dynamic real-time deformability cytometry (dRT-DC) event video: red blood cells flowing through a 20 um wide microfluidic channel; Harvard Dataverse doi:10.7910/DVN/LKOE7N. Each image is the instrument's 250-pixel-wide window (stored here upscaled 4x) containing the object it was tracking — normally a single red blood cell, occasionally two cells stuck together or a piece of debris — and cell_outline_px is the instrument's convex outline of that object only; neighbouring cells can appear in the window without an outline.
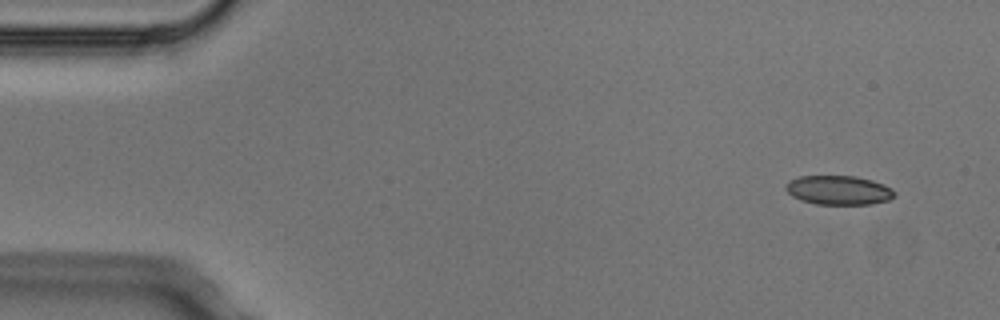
{"species": "Egyptian fruit bat (a non-hibernating species)", "species_latin": "Rousettus aegyptiacus", "temperature_condition": "cold", "stored_images_in_passage": 5, "camera_frame_rate_fps": 3000, "um_per_image_px": 0.085, "animal": {"sex": "male"}, "frame": {"image": 1, "passage_image": 1, "time_ms": 0.0, "image_size_px": [1000, 320], "cell_outline_px": [[896, 196], [888, 200], [872, 204], [816, 204], [800, 200], [792, 196], [784, 188], [788, 180], [800, 176], [856, 176], [872, 180], [884, 184], [892, 188], [896, 192]], "centroid_in_image_um": [71.29, 16.16], "position_along_channel_um": 13.7, "area_um2": 18.67}}